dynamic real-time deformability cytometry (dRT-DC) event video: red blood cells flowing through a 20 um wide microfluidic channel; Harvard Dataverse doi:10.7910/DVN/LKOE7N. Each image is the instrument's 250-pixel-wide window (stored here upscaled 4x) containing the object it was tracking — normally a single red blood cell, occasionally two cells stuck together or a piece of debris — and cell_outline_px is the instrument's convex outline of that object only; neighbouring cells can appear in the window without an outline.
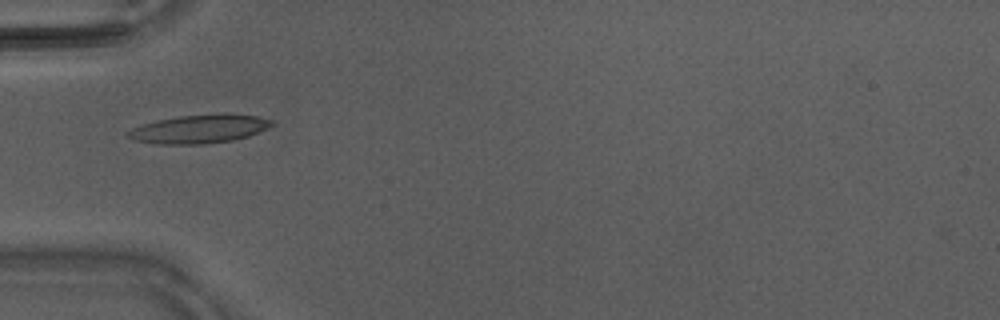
{"species": "Egyptian fruit bat (a non-hibernating species)", "species_latin": "Rousettus aegyptiacus", "temperature_condition": "warm", "stored_images_in_passage": 31, "camera_frame_rate_fps": 3000, "um_per_image_px": 0.085, "animal": {"sex": "male"}, "frame": {"image": 1, "passage_image": 1, "time_ms": 0.0, "image_size_px": [1000, 320], "cell_outline_px": [[276, 124], [268, 128], [248, 136], [232, 140], [204, 144], [160, 144], [132, 140], [124, 136], [124, 132], [132, 128], [144, 124], [160, 120], [180, 116], [224, 112], [256, 116], [272, 120]], "centroid_in_image_um": [16.94, 10.95], "position_along_channel_um": 68.1, "area_um2": 24.16}}
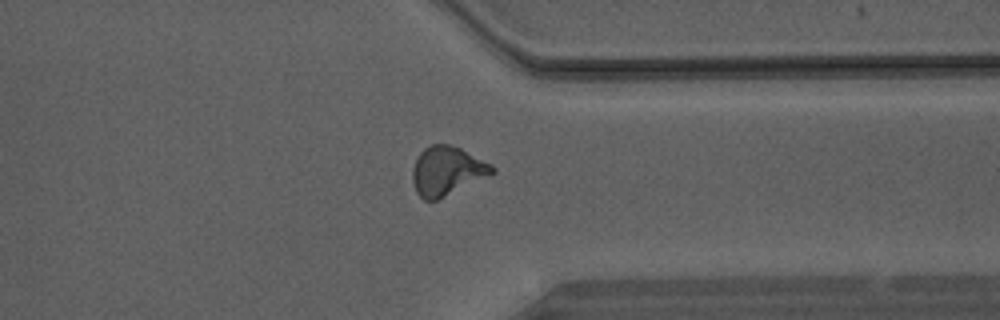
{"frame": {"image": 2, "passage_image": 21, "time_ms": 6.667, "image_size_px": [1000, 320], "cell_outline_px": [[496, 172], [436, 200], [424, 200], [416, 192], [412, 180], [412, 168], [420, 152], [424, 148], [432, 144], [448, 144], [460, 148], [492, 164], [496, 168]], "centroid_in_image_um": [37.98, 14.51], "position_along_channel_um": 373.4, "area_um2": 22.48}}
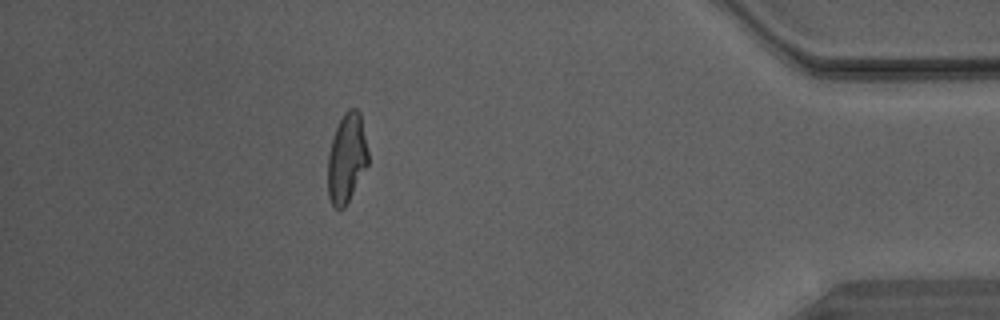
{"frame": {"image": 3, "passage_image": 26, "time_ms": 8.333, "image_size_px": [1000, 320], "cell_outline_px": [[368, 164], [344, 208], [336, 208], [332, 204], [328, 196], [328, 156], [332, 140], [336, 128], [344, 112], [348, 108], [356, 108], [360, 112], [368, 152]], "centroid_in_image_um": [29.47, 13.42], "position_along_channel_um": 405.7, "area_um2": 20.69}}